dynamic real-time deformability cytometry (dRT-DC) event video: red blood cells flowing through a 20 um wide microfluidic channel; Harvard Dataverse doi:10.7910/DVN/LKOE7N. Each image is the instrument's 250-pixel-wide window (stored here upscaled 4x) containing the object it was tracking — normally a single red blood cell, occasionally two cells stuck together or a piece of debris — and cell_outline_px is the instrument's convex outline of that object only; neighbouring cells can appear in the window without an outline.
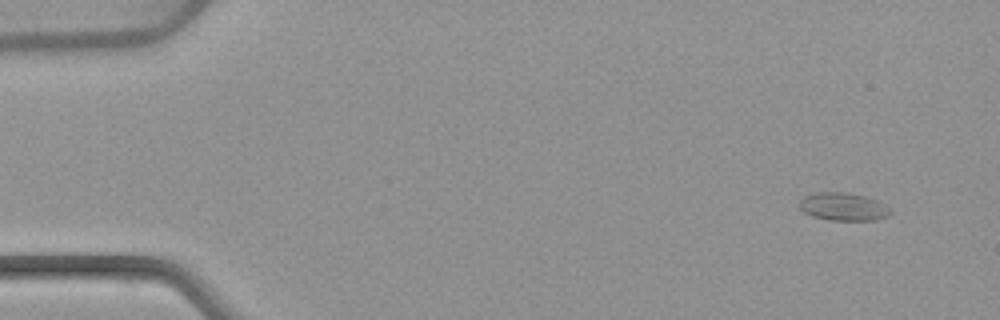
{"species": "common noctule bat (a hibernating species)", "species_latin": "Nyctalus noctula", "temperature_condition": "warm", "stored_images_in_passage": 4, "camera_frame_rate_fps": 3000, "um_per_image_px": 0.085, "animal": {"sex": "female", "body_mass_g": 22.7, "forearm_length_mm": 54.2}, "frame": {"image": 1, "passage_image": 1, "time_ms": 0.0, "image_size_px": [1000, 320], "cell_outline_px": [[892, 212], [888, 216], [876, 220], [828, 220], [812, 216], [804, 212], [800, 208], [800, 200], [804, 196], [816, 192], [844, 192], [868, 196], [884, 204]], "centroid_in_image_um": [71.68, 17.56], "position_along_channel_um": 13.3, "area_um2": 14.85}}
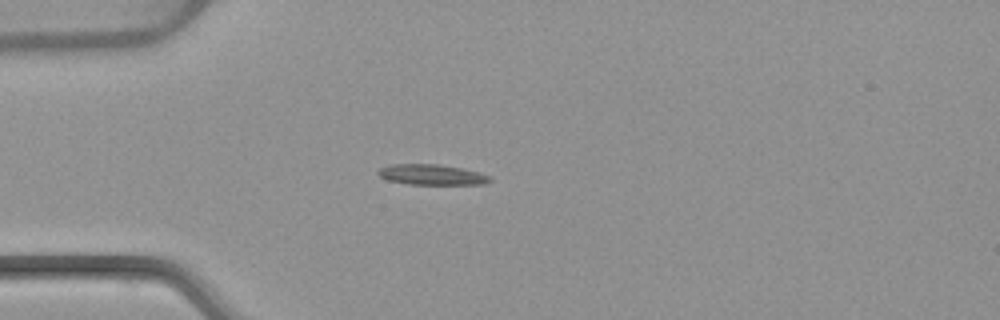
{"frame": {"image": 2, "passage_image": 4, "time_ms": 3.667, "image_size_px": [1000, 320], "cell_outline_px": [[492, 180], [484, 184], [408, 184], [388, 180], [380, 176], [376, 172], [380, 168], [388, 164], [436, 164], [460, 168], [492, 176]], "centroid_in_image_um": [36.67, 14.84], "position_along_channel_um": 48.3, "area_um2": 13.24}}